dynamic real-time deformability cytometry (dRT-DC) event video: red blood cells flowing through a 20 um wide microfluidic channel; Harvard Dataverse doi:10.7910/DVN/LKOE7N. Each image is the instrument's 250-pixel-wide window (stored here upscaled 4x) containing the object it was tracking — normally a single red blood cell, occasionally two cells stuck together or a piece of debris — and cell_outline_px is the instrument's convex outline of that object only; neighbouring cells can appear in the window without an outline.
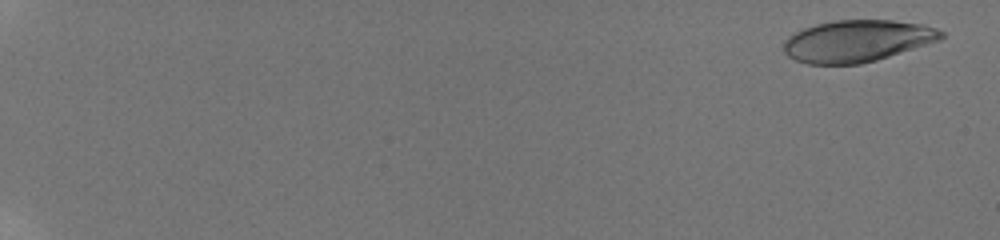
{"species": "human", "species_latin": "Homo sapiens", "temperature_condition": "room temperature", "stored_images_in_passage": 32, "camera_frame_rate_fps": 3000, "um_per_image_px": 0.085, "donor": {"sex": "male"}, "frame": {"image": 1, "passage_image": 2, "time_ms": 0.333, "image_size_px": [1000, 240], "cell_outline_px": [[944, 36], [940, 40], [876, 60], [860, 64], [808, 64], [796, 60], [788, 56], [784, 52], [784, 40], [788, 36], [804, 28], [816, 24], [832, 20], [892, 20], [924, 24], [936, 28], [944, 32]], "centroid_in_image_um": [72.86, 3.47], "position_along_channel_um": 12.1, "area_um2": 38.38}}
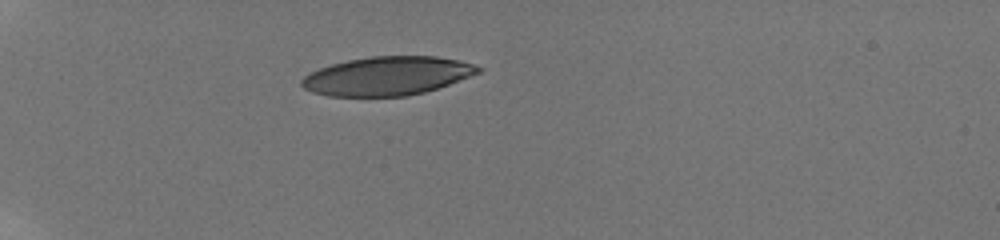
{"frame": {"image": 2, "passage_image": 24, "time_ms": 6.333, "image_size_px": [1000, 240], "cell_outline_px": [[484, 68], [480, 72], [448, 84], [424, 92], [408, 96], [328, 96], [312, 92], [304, 88], [300, 84], [300, 80], [308, 72], [332, 64], [348, 60], [372, 56], [436, 56], [456, 60], [472, 64]], "centroid_in_image_um": [32.87, 6.46], "position_along_channel_um": 52.1, "area_um2": 39.65}}